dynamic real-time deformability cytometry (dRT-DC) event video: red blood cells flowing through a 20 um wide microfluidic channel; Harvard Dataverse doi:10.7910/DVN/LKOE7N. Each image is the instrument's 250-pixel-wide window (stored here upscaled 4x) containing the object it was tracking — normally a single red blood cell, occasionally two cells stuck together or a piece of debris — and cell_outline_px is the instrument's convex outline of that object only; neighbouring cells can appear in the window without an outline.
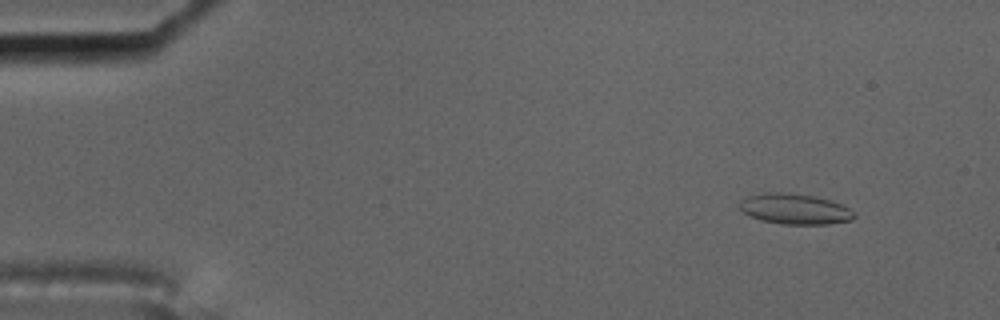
{"species": "common noctule bat (a hibernating species)", "species_latin": "Nyctalus noctula", "temperature_condition": "cold", "stored_images_in_passage": 3, "camera_frame_rate_fps": 3000, "um_per_image_px": 0.085, "animal": {"sex": "male", "body_mass_g": 17.5, "forearm_length_mm": 52.3}, "frame": {"image": 1, "passage_image": 2, "time_ms": 0.333, "image_size_px": [1000, 320], "cell_outline_px": [[856, 216], [852, 220], [828, 224], [780, 224], [760, 220], [744, 212], [740, 208], [740, 200], [748, 196], [768, 192], [780, 192], [812, 196], [828, 200], [840, 204], [856, 212]], "centroid_in_image_um": [67.57, 17.77], "position_along_channel_um": 17.4, "area_um2": 20.17}}